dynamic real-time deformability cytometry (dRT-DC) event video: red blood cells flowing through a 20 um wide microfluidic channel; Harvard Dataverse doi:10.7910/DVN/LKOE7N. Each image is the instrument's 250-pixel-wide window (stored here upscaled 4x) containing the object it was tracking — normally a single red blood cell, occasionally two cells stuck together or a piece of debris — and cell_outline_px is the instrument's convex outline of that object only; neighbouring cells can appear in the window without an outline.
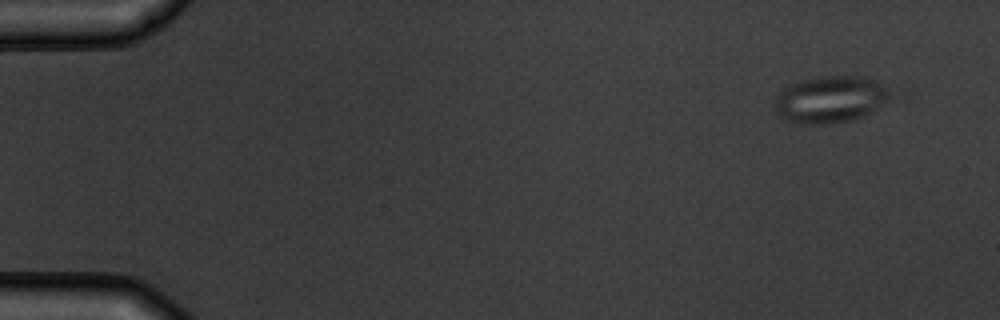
{"species": "common noctule bat (a hibernating species)", "species_latin": "Nyctalus noctula", "temperature_condition": "warm", "stored_images_in_passage": 9, "camera_frame_rate_fps": 3000, "um_per_image_px": 0.085, "animal": {"sex": "male", "body_mass_g": 19.5, "forearm_length_mm": 54.6}, "frame": {"image": 1, "passage_image": 1, "time_ms": 0.0, "image_size_px": [1000, 320], "cell_outline_px": [[904, 88], [900, 92], [864, 116], [852, 120], [828, 124], [800, 124], [788, 120], [780, 116], [776, 108], [776, 96], [784, 88], [800, 80], [824, 76], [864, 76], [880, 80]], "centroid_in_image_um": [70.8, 8.41], "position_along_channel_um": 14.2, "area_um2": 32.66}}